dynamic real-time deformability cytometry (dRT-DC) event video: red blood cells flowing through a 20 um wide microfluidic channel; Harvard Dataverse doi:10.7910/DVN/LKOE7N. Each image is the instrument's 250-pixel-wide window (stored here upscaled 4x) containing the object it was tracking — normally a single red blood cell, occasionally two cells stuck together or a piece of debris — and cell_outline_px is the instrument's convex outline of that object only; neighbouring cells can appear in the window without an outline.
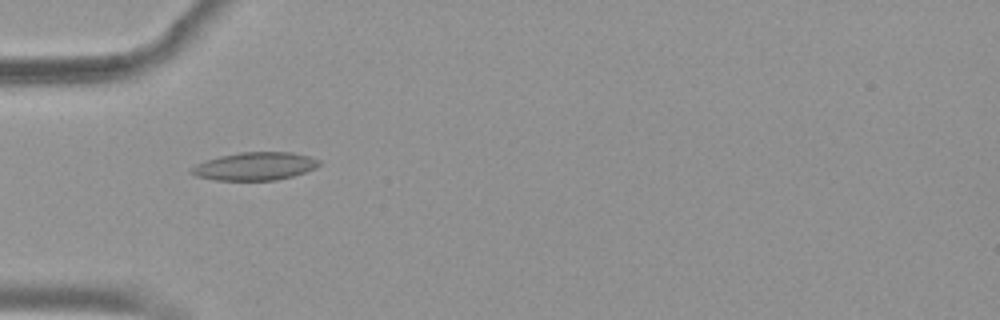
{"species": "common noctule bat (a hibernating species)", "species_latin": "Nyctalus noctula", "temperature_condition": "warm", "stored_images_in_passage": 51, "camera_frame_rate_fps": 3000, "um_per_image_px": 0.085, "animal": {"sex": "female", "body_mass_g": 19.9}, "frame": {"image": 1, "passage_image": 14, "time_ms": 4.333, "image_size_px": [1000, 320], "cell_outline_px": [[320, 164], [316, 168], [292, 176], [276, 180], [212, 180], [196, 176], [188, 172], [188, 168], [204, 160], [220, 156], [240, 152], [292, 152], [308, 156], [320, 160]], "centroid_in_image_um": [21.61, 14.13], "position_along_channel_um": 63.4, "area_um2": 20.98}}
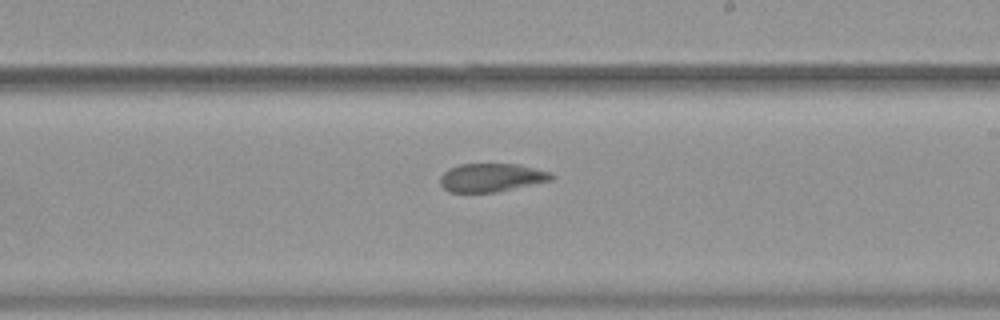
{"frame": {"image": 2, "passage_image": 29, "time_ms": 9.333, "image_size_px": [1000, 320], "cell_outline_px": [[556, 176], [552, 180], [496, 192], [448, 192], [440, 184], [440, 176], [448, 168], [460, 164], [520, 164], [552, 172]], "centroid_in_image_um": [41.79, 15.08], "position_along_channel_um": 247.2, "area_um2": 18.55}}
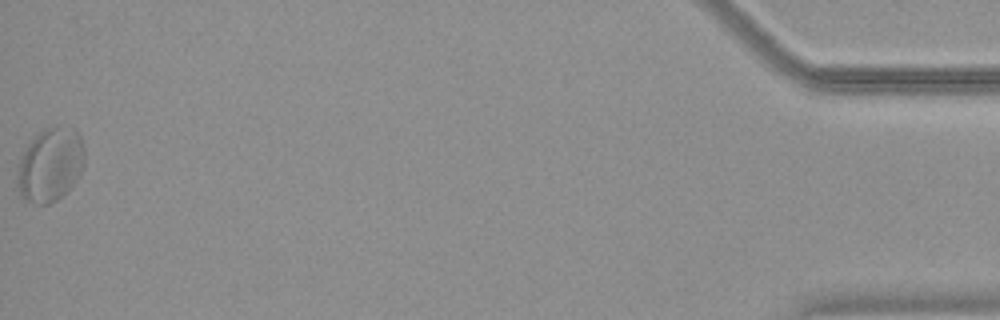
{"frame": {"image": 3, "passage_image": 51, "time_ms": 16.667, "image_size_px": [1000, 320], "cell_outline_px": [[84, 168], [80, 176], [56, 200], [48, 204], [36, 204], [24, 200], [20, 196], [16, 188], [16, 176], [20, 156], [28, 144], [44, 128], [56, 124], [72, 128], [80, 132], [84, 148]], "centroid_in_image_um": [4.26, 13.99], "position_along_channel_um": 430.9, "area_um2": 29.48}, "authors_computed_cell_mechanics": {"area_um2": 20.7502, "velocity_mm_per_s": 3.7412, "shape_relaxation_time_tau1_ms": null, "shape_relaxation_time_tau2_ms": 1.6691, "deformation_change_tau1": null, "deformation_change_tau2": 0.0598}}